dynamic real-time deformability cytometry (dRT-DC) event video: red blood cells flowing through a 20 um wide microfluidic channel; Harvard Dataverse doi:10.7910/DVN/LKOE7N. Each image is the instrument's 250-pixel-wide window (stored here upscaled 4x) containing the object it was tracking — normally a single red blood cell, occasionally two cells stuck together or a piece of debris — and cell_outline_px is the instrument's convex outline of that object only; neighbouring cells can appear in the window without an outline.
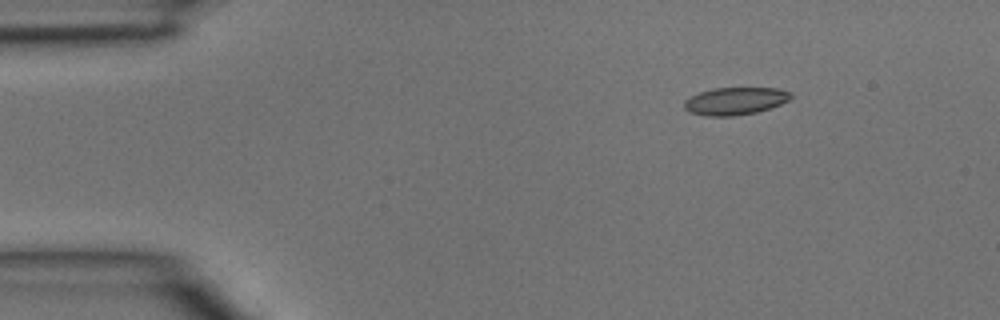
{"species": "common noctule bat (a hibernating species)", "species_latin": "Nyctalus noctula", "temperature_condition": "room temperature", "stored_images_in_passage": 4, "segment_of_instrument_passage": [2, 2], "camera_frame_rate_fps": 3000, "um_per_image_px": 0.085, "animal": {"sex": "male", "body_mass_g": 15.6}, "frame": {"image": 1, "passage_image": 4, "time_ms": 1.0, "image_size_px": [1000, 320], "cell_outline_px": [[792, 96], [788, 100], [780, 104], [756, 112], [732, 116], [704, 116], [688, 112], [684, 108], [684, 100], [700, 92], [712, 88], [780, 88], [792, 92]], "centroid_in_image_um": [62.47, 8.58], "position_along_channel_um": 22.5, "area_um2": 17.11}}